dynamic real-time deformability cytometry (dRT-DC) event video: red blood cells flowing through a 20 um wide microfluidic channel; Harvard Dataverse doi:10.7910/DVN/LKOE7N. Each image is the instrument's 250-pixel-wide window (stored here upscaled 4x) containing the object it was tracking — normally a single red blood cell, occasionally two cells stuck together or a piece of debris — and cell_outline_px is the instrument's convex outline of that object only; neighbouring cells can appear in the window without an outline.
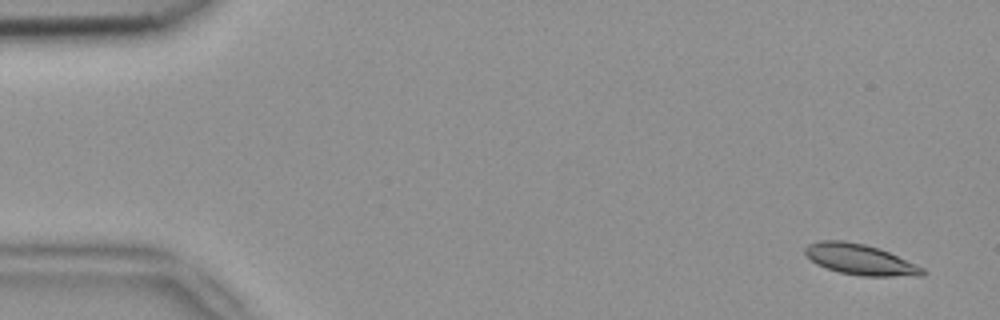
{"species": "common noctule bat (a hibernating species)", "species_latin": "Nyctalus noctula", "temperature_condition": "room temperature", "stored_images_in_passage": 52, "camera_frame_rate_fps": 3000, "um_per_image_px": 0.085, "animal": {"sex": "female", "body_mass_g": 18.4}, "frame": {"image": 1, "passage_image": 1, "time_ms": 0.0, "image_size_px": [1000, 320], "cell_outline_px": [[924, 276], [860, 276], [840, 272], [816, 264], [804, 252], [804, 248], [808, 244], [820, 240], [844, 240], [864, 244], [880, 248], [916, 264], [924, 268]], "centroid_in_image_um": [73.11, 22.05], "position_along_channel_um": 11.9, "area_um2": 20.98}}
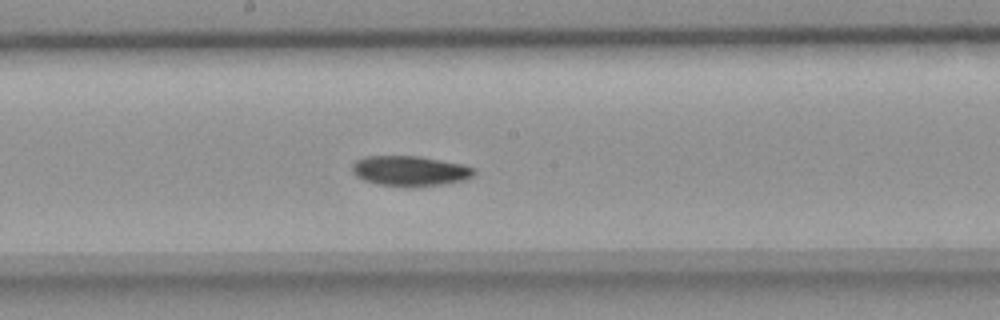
{"frame": {"image": 2, "passage_image": 27, "time_ms": 8.667, "image_size_px": [1000, 320], "cell_outline_px": [[476, 172], [472, 176], [464, 180], [444, 184], [416, 188], [408, 188], [376, 184], [364, 180], [356, 176], [352, 172], [352, 164], [356, 160], [364, 156], [420, 156], [464, 164], [476, 168]], "centroid_in_image_um": [34.86, 14.54], "position_along_channel_um": 213.3, "area_um2": 22.02}}
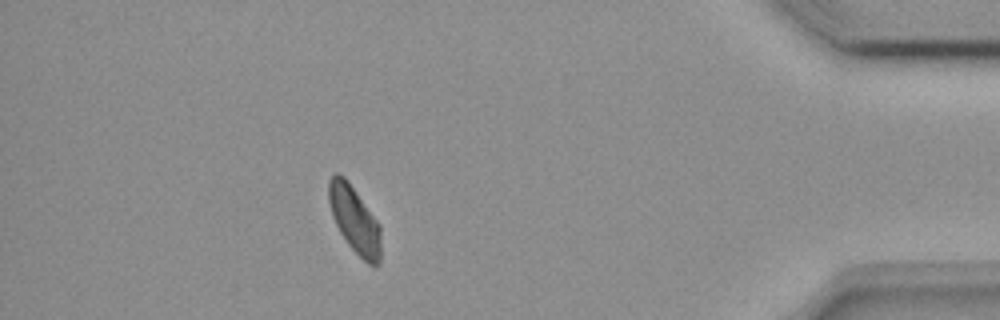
{"frame": {"image": 3, "passage_image": 46, "time_ms": 15.0, "image_size_px": [1000, 320], "cell_outline_px": [[380, 264], [368, 264], [348, 244], [340, 232], [332, 216], [328, 200], [328, 180], [336, 172], [344, 176], [348, 180], [380, 224]], "centroid_in_image_um": [30.12, 18.63], "position_along_channel_um": 405.1, "area_um2": 20.23}, "authors_computed_cell_mechanics": {"area_um2": 21.2415, "velocity_mm_per_s": 3.7786, "shape_relaxation_time_tau1_ms": 6.7051, "shape_relaxation_time_tau2_ms": 3.7828, "deformation_change_tau1": 0.1175, "deformation_change_tau2": 0.0601}}